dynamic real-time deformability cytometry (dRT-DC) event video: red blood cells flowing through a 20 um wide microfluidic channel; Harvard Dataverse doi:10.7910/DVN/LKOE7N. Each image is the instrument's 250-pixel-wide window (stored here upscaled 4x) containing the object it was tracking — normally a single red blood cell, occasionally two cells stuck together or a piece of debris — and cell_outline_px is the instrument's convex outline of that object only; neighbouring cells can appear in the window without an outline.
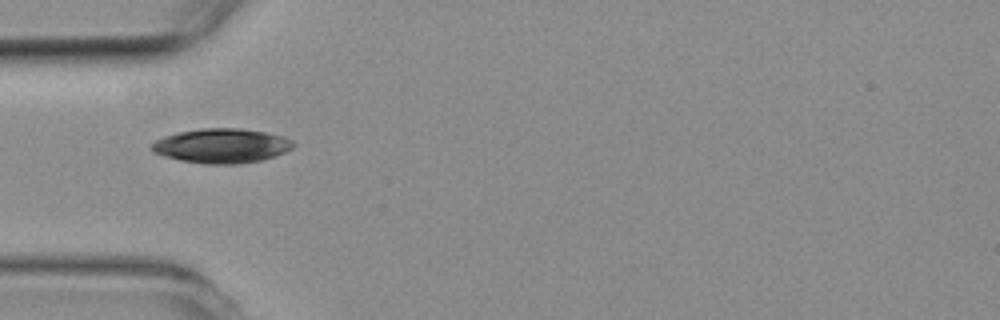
{"species": "common noctule bat (a hibernating species)", "species_latin": "Nyctalus noctula", "temperature_condition": "room temperature", "stored_images_in_passage": 4, "camera_frame_rate_fps": 3000, "um_per_image_px": 0.085, "animal": {"sex": "female", "body_mass_g": 19.3, "forearm_length_mm": 54.1}, "frame": {"image": 1, "passage_image": 1, "time_ms": 0.0, "image_size_px": [1000, 320], "cell_outline_px": [[296, 144], [292, 148], [284, 152], [260, 160], [232, 164], [204, 164], [180, 160], [164, 156], [152, 152], [148, 148], [156, 140], [164, 136], [176, 132], [200, 128], [240, 128], [264, 132], [280, 136], [292, 140]], "centroid_in_image_um": [18.77, 12.38], "position_along_channel_um": 66.2, "area_um2": 28.38}}
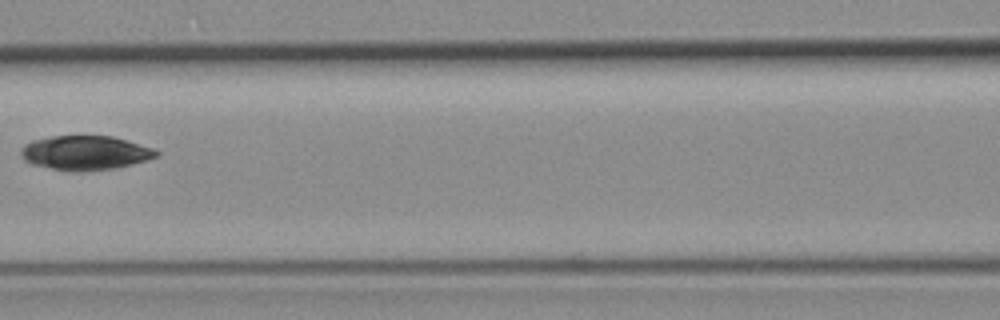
{"frame": {"image": 2, "passage_image": 3, "time_ms": 2.333, "image_size_px": [1000, 320], "cell_outline_px": [[160, 156], [148, 160], [116, 168], [84, 172], [52, 168], [32, 164], [24, 160], [20, 156], [20, 152], [24, 144], [32, 140], [52, 136], [112, 136], [152, 148], [160, 152]], "centroid_in_image_um": [7.25, 12.99], "position_along_channel_um": 159.3, "area_um2": 27.05}}
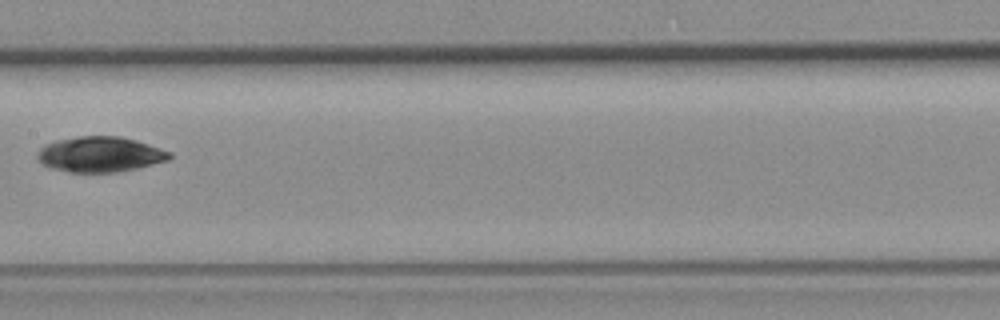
{"frame": {"image": 3, "passage_image": 4, "time_ms": 3.333, "image_size_px": [1000, 320], "cell_outline_px": [[172, 156], [168, 160], [120, 172], [68, 172], [52, 168], [44, 164], [36, 156], [40, 148], [44, 144], [56, 140], [76, 136], [120, 136], [136, 140], [172, 152]], "centroid_in_image_um": [8.5, 13.11], "position_along_channel_um": 198.9, "area_um2": 27.22}}